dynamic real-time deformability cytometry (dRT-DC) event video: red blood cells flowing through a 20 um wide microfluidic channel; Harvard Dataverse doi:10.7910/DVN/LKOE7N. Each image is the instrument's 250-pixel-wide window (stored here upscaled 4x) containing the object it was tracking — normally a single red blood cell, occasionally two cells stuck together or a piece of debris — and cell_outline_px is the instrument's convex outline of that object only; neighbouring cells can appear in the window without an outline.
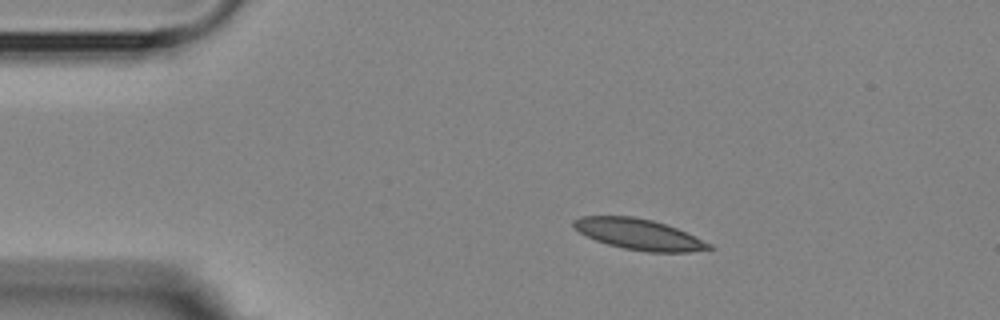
{"species": "Egyptian fruit bat (a non-hibernating species)", "species_latin": "Rousettus aegyptiacus", "temperature_condition": "room temperature", "stored_images_in_passage": 4, "camera_frame_rate_fps": 3000, "um_per_image_px": 0.085, "animal": {"sex": "female"}, "frame": {"image": 1, "passage_image": 2, "time_ms": 1.333, "image_size_px": [1000, 320], "cell_outline_px": [[716, 248], [688, 252], [648, 252], [624, 248], [608, 244], [596, 240], [580, 232], [572, 224], [572, 220], [580, 216], [632, 216], [652, 220], [676, 228], [712, 244]], "centroid_in_image_um": [54.31, 19.91], "position_along_channel_um": 30.7, "area_um2": 24.04}}